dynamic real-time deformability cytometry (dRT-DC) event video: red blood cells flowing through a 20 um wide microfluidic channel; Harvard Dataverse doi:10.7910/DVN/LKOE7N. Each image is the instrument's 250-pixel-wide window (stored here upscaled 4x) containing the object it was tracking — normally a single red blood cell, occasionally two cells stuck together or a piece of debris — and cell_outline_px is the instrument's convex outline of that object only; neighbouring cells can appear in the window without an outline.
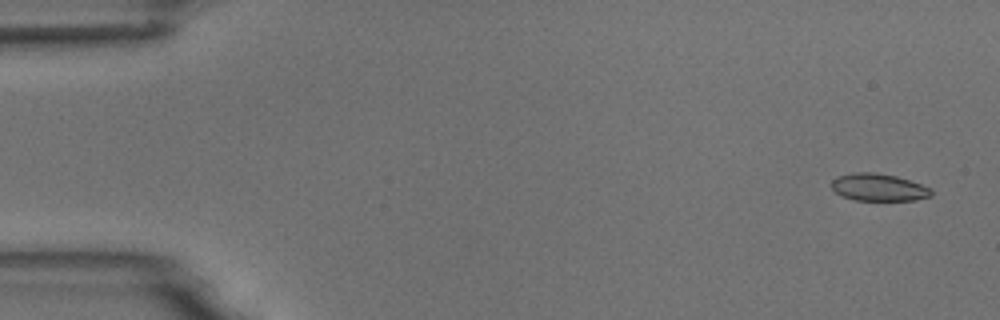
{"species": "common noctule bat (a hibernating species)", "species_latin": "Nyctalus noctula", "temperature_condition": "room temperature", "stored_images_in_passage": 5, "camera_frame_rate_fps": 3000, "um_per_image_px": 0.085, "animal": {"sex": "male", "body_mass_g": 18.8}, "frame": {"image": 1, "passage_image": 1, "time_ms": 0.0, "image_size_px": [1000, 320], "cell_outline_px": [[932, 196], [916, 200], [856, 200], [844, 196], [836, 192], [832, 188], [832, 180], [836, 176], [856, 172], [872, 172], [896, 176], [932, 188]], "centroid_in_image_um": [74.7, 15.92], "position_along_channel_um": 10.3, "area_um2": 15.78}}
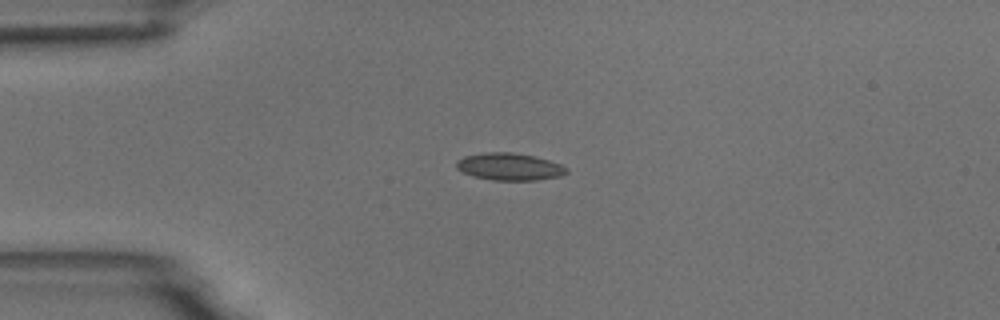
{"frame": {"image": 2, "passage_image": 4, "time_ms": 3.667, "image_size_px": [1000, 320], "cell_outline_px": [[568, 172], [560, 176], [536, 180], [492, 180], [472, 176], [456, 168], [456, 160], [464, 156], [488, 152], [512, 152], [532, 156], [548, 160], [560, 164], [568, 168]], "centroid_in_image_um": [43.29, 14.17], "position_along_channel_um": 41.7, "area_um2": 17.4}}